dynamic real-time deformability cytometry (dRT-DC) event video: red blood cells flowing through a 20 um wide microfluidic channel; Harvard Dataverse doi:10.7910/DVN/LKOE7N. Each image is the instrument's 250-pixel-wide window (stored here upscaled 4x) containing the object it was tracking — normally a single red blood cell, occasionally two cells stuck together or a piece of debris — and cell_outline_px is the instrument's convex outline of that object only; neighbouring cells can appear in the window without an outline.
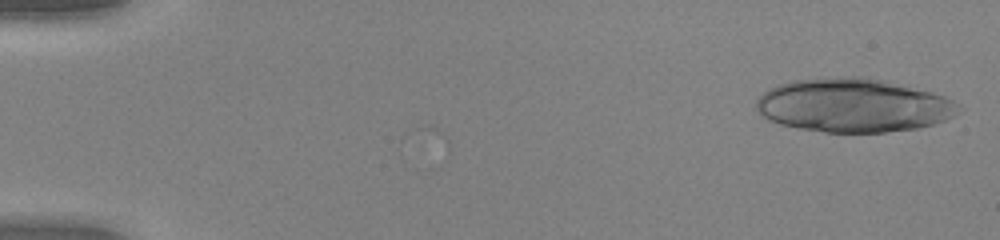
{"species": "human", "species_latin": "Homo sapiens", "temperature_condition": "warm", "stored_images_in_passage": 2, "camera_frame_rate_fps": 3000, "um_per_image_px": 0.085, "donor": {"sex": "female"}, "frame": {"image": 1, "passage_image": 2, "time_ms": 0.333, "image_size_px": [1000, 240], "cell_outline_px": [[964, 108], [960, 112], [944, 120], [932, 124], [916, 128], [884, 132], [824, 132], [800, 128], [780, 124], [768, 120], [760, 116], [756, 108], [756, 100], [764, 92], [780, 84], [792, 80], [836, 76], [860, 76], [880, 80], [932, 92], [944, 96], [960, 104]], "centroid_in_image_um": [72.52, 8.95], "position_along_channel_um": 12.5, "area_um2": 63.23}}